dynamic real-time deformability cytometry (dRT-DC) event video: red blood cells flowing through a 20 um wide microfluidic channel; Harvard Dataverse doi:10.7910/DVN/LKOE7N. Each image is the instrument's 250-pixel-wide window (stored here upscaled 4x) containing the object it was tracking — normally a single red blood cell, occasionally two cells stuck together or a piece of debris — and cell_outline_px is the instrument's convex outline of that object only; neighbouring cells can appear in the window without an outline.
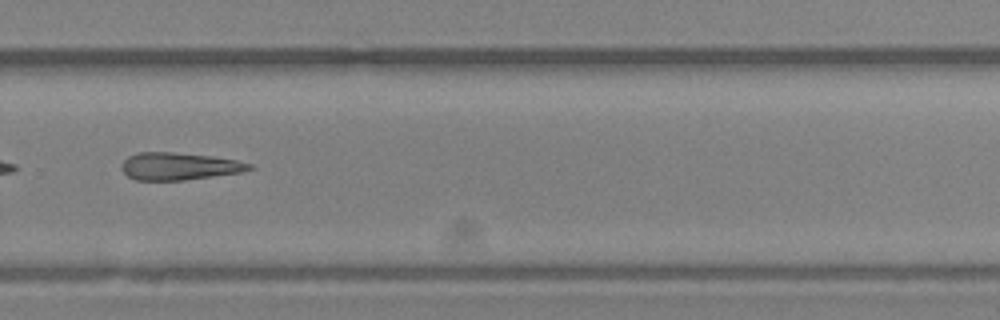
{"species": "Egyptian fruit bat (a non-hibernating species)", "species_latin": "Rousettus aegyptiacus", "temperature_condition": "room temperature", "stored_images_in_passage": 24, "camera_frame_rate_fps": 3000, "um_per_image_px": 0.085, "animal": {"sex": "female"}, "frame": {"image": 1, "passage_image": 14, "time_ms": 4.333, "image_size_px": [1000, 320], "cell_outline_px": [[252, 168], [240, 172], [184, 180], [136, 180], [128, 176], [120, 168], [120, 164], [128, 156], [136, 152], [172, 152], [212, 156], [236, 160], [252, 164]], "centroid_in_image_um": [15.16, 14.12], "position_along_channel_um": 314.6, "area_um2": 20.29}}